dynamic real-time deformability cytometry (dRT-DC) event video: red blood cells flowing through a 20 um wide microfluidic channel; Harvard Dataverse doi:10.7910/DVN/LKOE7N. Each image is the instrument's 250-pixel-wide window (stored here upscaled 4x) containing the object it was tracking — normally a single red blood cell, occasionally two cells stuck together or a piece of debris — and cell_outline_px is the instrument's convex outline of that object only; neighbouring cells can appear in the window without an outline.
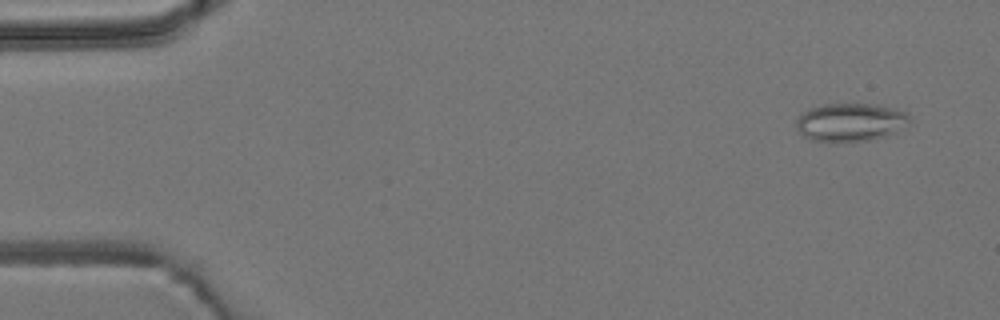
{"species": "common noctule bat (a hibernating species)", "species_latin": "Nyctalus noctula", "temperature_condition": "room temperature", "stored_images_in_passage": 8, "camera_frame_rate_fps": 3000, "um_per_image_px": 0.085, "animal": {"sex": "male", "body_mass_g": 19.2, "forearm_length_mm": 51.8}, "frame": {"image": 1, "passage_image": 1, "time_ms": 0.0, "image_size_px": [1000, 320], "cell_outline_px": [[908, 120], [896, 132], [888, 136], [868, 140], [828, 144], [812, 140], [804, 136], [796, 128], [796, 120], [804, 112], [812, 108], [824, 104], [872, 104], [908, 112]], "centroid_in_image_um": [72.23, 10.43], "position_along_channel_um": 12.8, "area_um2": 25.26}}
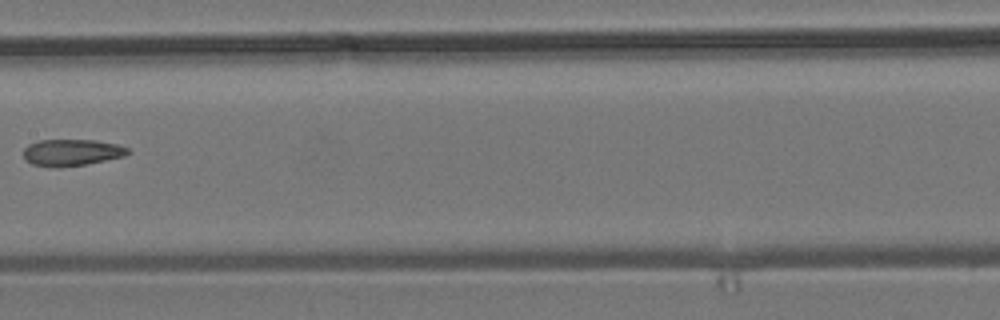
{"frame": {"image": 2, "passage_image": 7, "time_ms": 2.0, "image_size_px": [1000, 320], "cell_outline_px": [[132, 152], [124, 156], [88, 164], [56, 168], [32, 164], [24, 160], [24, 148], [28, 144], [40, 140], [96, 140], [120, 144], [128, 148]], "centroid_in_image_um": [6.11, 12.96], "position_along_channel_um": 201.3, "area_um2": 16.47}}
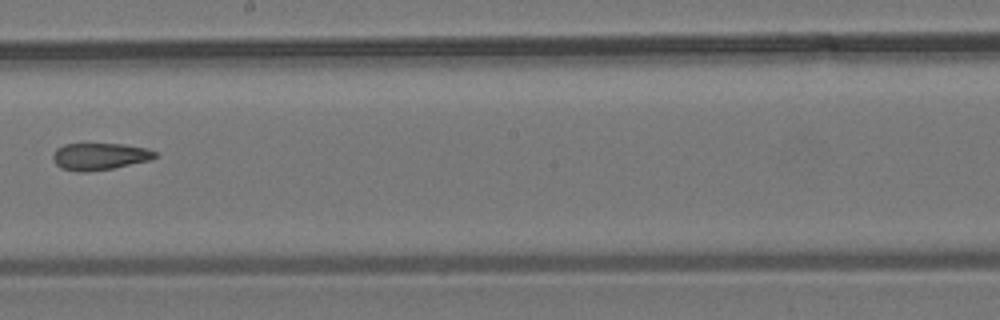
{"frame": {"image": 3, "passage_image": 8, "time_ms": 2.333, "image_size_px": [1000, 320], "cell_outline_px": [[156, 156], [152, 160], [112, 168], [88, 172], [76, 172], [60, 168], [52, 160], [52, 156], [56, 148], [64, 144], [124, 144], [148, 148], [156, 152]], "centroid_in_image_um": [8.45, 13.3], "position_along_channel_um": 239.7, "area_um2": 16.24}}